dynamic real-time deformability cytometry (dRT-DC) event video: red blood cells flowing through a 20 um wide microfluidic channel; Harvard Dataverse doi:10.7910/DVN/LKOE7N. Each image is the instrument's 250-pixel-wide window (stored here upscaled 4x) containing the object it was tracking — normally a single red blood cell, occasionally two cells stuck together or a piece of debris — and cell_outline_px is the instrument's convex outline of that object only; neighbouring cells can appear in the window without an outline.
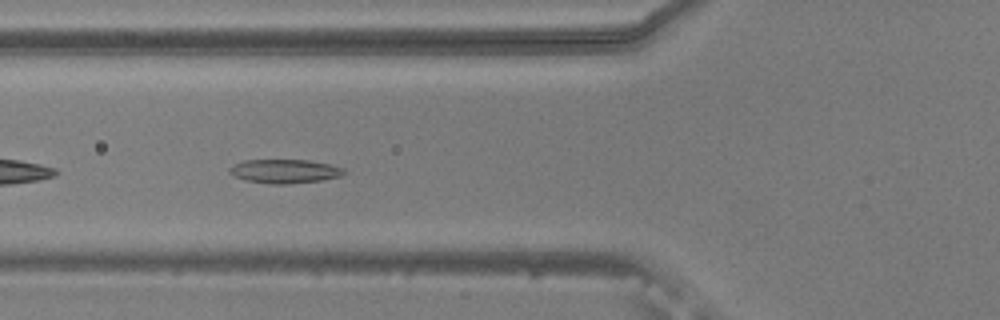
{"species": "common noctule bat (a hibernating species)", "species_latin": "Nyctalus noctula", "temperature_condition": "warm", "stored_images_in_passage": 40, "camera_frame_rate_fps": 3000, "um_per_image_px": 0.085, "animal": {"sex": "male", "body_mass_g": 20.5, "forearm_length_mm": 52.5}, "frame": {"image": 1, "passage_image": 5, "time_ms": 1.333, "image_size_px": [1000, 320], "cell_outline_px": [[344, 172], [340, 176], [320, 180], [284, 184], [272, 184], [244, 180], [228, 172], [228, 168], [244, 160], [308, 160], [328, 164], [344, 168]], "centroid_in_image_um": [24.16, 14.55], "position_along_channel_um": 101.6, "area_um2": 15.66}}
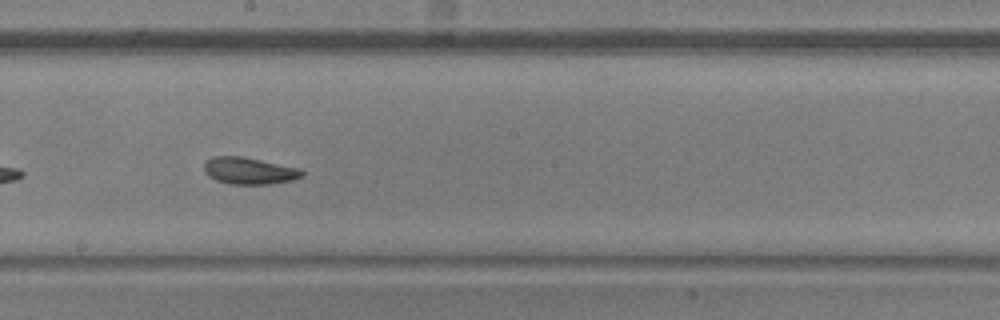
{"frame": {"image": 2, "passage_image": 15, "time_ms": 4.667, "image_size_px": [1000, 320], "cell_outline_px": [[304, 176], [292, 180], [268, 184], [228, 184], [216, 180], [208, 176], [204, 172], [204, 164], [212, 156], [244, 156], [300, 168], [304, 172]], "centroid_in_image_um": [21.18, 14.51], "position_along_channel_um": 227.0, "area_um2": 15.49}}
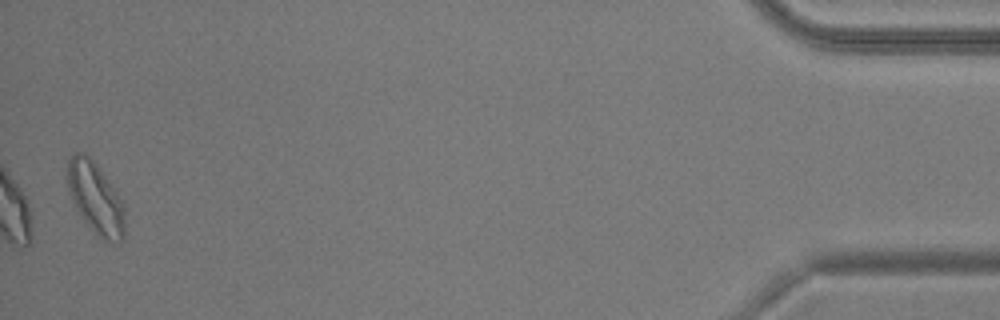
{"frame": {"image": 3, "passage_image": 38, "time_ms": 12.333, "image_size_px": [1000, 320], "cell_outline_px": [[124, 236], [120, 244], [104, 244], [96, 236], [84, 220], [76, 208], [68, 192], [64, 176], [68, 160], [72, 152], [84, 152], [100, 168], [124, 204]], "centroid_in_image_um": [8.09, 16.88], "position_along_channel_um": 427.1, "area_um2": 24.74}}